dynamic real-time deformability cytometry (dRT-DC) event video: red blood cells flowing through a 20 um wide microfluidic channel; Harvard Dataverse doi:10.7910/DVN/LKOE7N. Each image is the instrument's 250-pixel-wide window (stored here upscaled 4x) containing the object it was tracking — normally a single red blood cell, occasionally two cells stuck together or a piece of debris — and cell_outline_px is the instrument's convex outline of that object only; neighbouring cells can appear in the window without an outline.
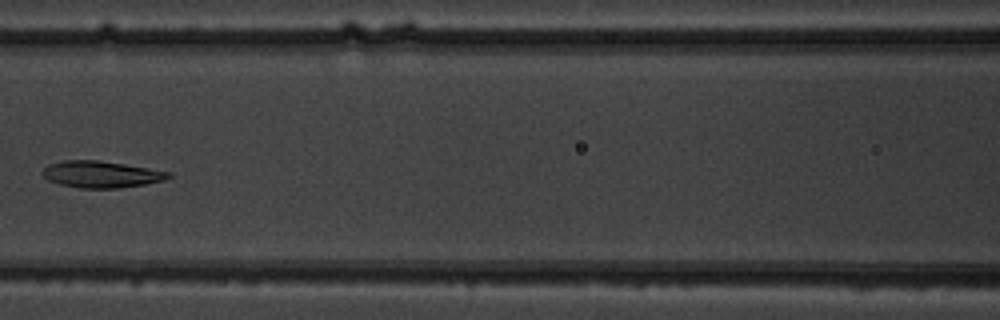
{"species": "common noctule bat (a hibernating species)", "species_latin": "Nyctalus noctula", "temperature_condition": "warm", "stored_images_in_passage": 8, "camera_frame_rate_fps": 3000, "um_per_image_px": 0.085, "animal": {"sex": "male", "body_mass_g": 19.5, "forearm_length_mm": 54.6}, "frame": {"image": 1, "passage_image": 7, "time_ms": 7.0, "image_size_px": [1000, 320], "cell_outline_px": [[172, 176], [164, 180], [144, 184], [116, 188], [80, 188], [60, 184], [48, 180], [40, 172], [48, 164], [64, 160], [100, 160], [172, 172]], "centroid_in_image_um": [8.58, 14.81], "position_along_channel_um": 158.0, "area_um2": 19.54}}
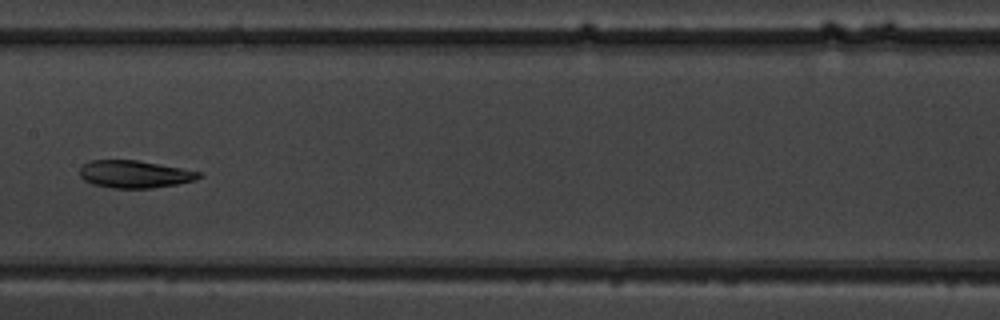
{"frame": {"image": 2, "passage_image": 8, "time_ms": 8.0, "image_size_px": [1000, 320], "cell_outline_px": [[204, 176], [196, 180], [176, 184], [152, 188], [112, 188], [92, 184], [84, 180], [80, 176], [80, 168], [84, 164], [92, 160], [136, 160], [204, 172]], "centroid_in_image_um": [11.48, 14.81], "position_along_channel_um": 195.9, "area_um2": 19.13}}